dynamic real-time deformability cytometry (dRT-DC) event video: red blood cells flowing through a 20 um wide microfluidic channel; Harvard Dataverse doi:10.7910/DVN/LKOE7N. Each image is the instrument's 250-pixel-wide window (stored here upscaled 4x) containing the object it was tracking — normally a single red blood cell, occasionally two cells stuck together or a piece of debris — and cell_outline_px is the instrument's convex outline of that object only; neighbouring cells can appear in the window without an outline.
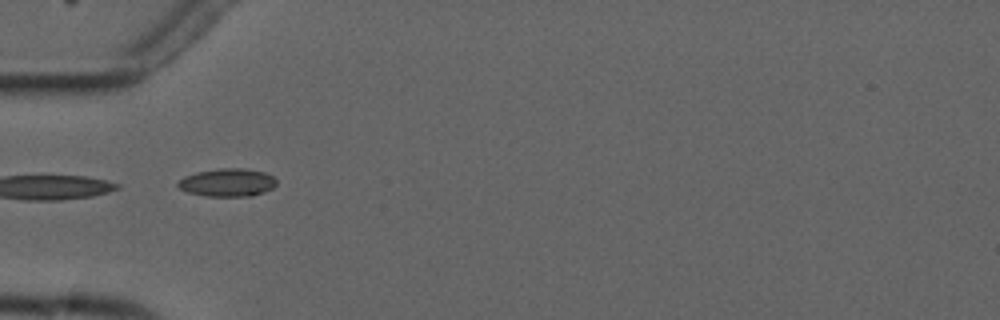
{"species": "common noctule bat (a hibernating species)", "species_latin": "Nyctalus noctula", "temperature_condition": "cold", "stored_images_in_passage": 4, "camera_frame_rate_fps": 3000, "um_per_image_px": 0.085, "animal": {"sex": "male", "forearm_length_mm": 52.5}, "frame": {"image": 1, "passage_image": 2, "time_ms": 1.0, "image_size_px": [1000, 320], "cell_outline_px": [[276, 184], [272, 188], [264, 192], [252, 196], [204, 196], [188, 192], [180, 188], [176, 184], [184, 176], [196, 172], [220, 168], [244, 168], [264, 172], [272, 176], [276, 180]], "centroid_in_image_um": [19.33, 15.51], "position_along_channel_um": 65.7, "area_um2": 16.07}}
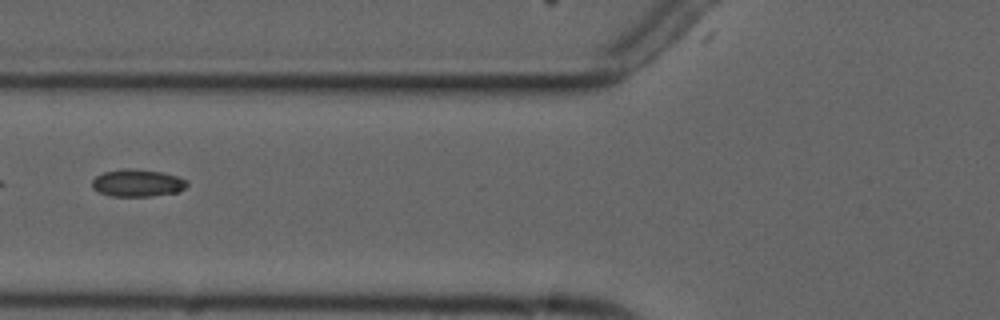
{"frame": {"image": 2, "passage_image": 3, "time_ms": 2.333, "image_size_px": [1000, 320], "cell_outline_px": [[188, 184], [184, 188], [176, 192], [152, 196], [112, 196], [100, 192], [92, 188], [92, 180], [96, 176], [104, 172], [124, 168], [136, 168], [164, 172], [188, 180]], "centroid_in_image_um": [11.69, 15.54], "position_along_channel_um": 114.1, "area_um2": 15.2}}
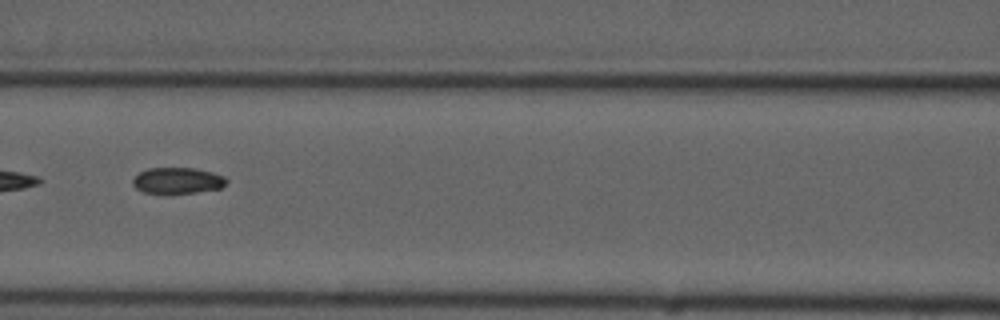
{"frame": {"image": 3, "passage_image": 4, "time_ms": 3.333, "image_size_px": [1000, 320], "cell_outline_px": [[228, 180], [220, 188], [196, 192], [144, 192], [136, 188], [132, 184], [132, 180], [140, 172], [148, 168], [196, 168], [212, 172], [224, 176]], "centroid_in_image_um": [15.09, 15.32], "position_along_channel_um": 151.5, "area_um2": 13.93}}